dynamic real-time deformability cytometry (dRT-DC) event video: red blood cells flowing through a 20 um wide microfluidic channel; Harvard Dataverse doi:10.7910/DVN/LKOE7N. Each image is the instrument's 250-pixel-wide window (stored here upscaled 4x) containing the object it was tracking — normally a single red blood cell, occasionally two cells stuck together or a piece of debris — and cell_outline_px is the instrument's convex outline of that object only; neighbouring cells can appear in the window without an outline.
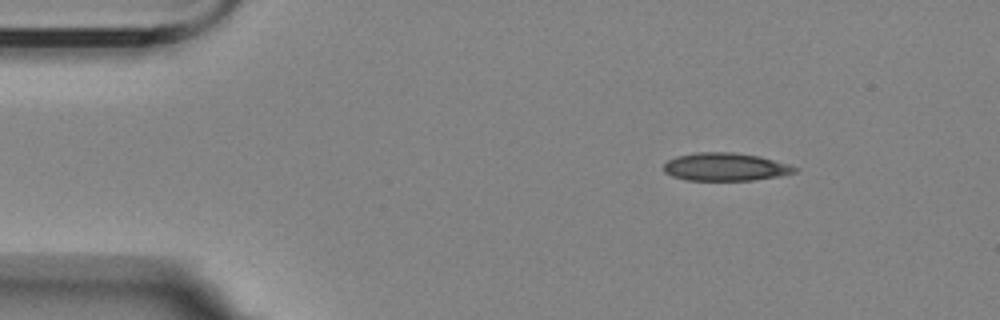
{"species": "Egyptian fruit bat (a non-hibernating species)", "species_latin": "Rousettus aegyptiacus", "temperature_condition": "room temperature", "stored_images_in_passage": 5, "camera_frame_rate_fps": 3000, "um_per_image_px": 0.085, "animal": {"sex": "female"}, "frame": {"image": 1, "passage_image": 2, "time_ms": 2.0, "image_size_px": [1000, 320], "cell_outline_px": [[800, 168], [796, 172], [780, 176], [752, 180], [688, 180], [672, 176], [664, 172], [664, 164], [668, 160], [676, 156], [696, 152], [732, 152], [760, 156], [788, 164]], "centroid_in_image_um": [61.66, 14.18], "position_along_channel_um": 23.3, "area_um2": 21.39}}
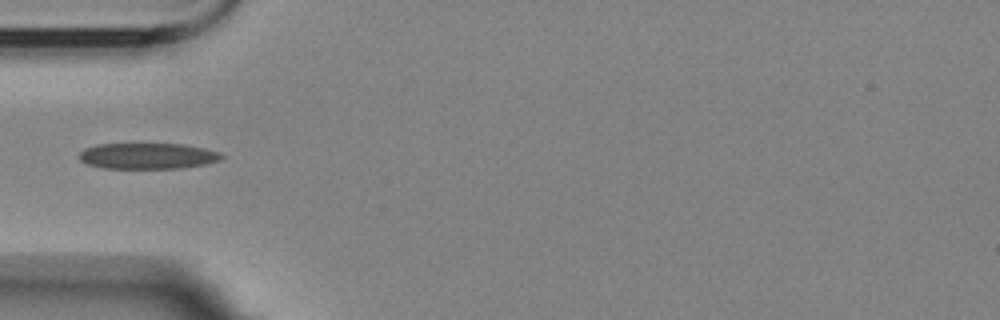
{"frame": {"image": 2, "passage_image": 5, "time_ms": 5.333, "image_size_px": [1000, 320], "cell_outline_px": [[224, 156], [220, 160], [204, 164], [180, 168], [104, 168], [88, 164], [80, 160], [80, 152], [84, 148], [96, 144], [184, 144], [204, 148], [220, 152]], "centroid_in_image_um": [12.55, 13.25], "position_along_channel_um": 72.4, "area_um2": 21.44}}